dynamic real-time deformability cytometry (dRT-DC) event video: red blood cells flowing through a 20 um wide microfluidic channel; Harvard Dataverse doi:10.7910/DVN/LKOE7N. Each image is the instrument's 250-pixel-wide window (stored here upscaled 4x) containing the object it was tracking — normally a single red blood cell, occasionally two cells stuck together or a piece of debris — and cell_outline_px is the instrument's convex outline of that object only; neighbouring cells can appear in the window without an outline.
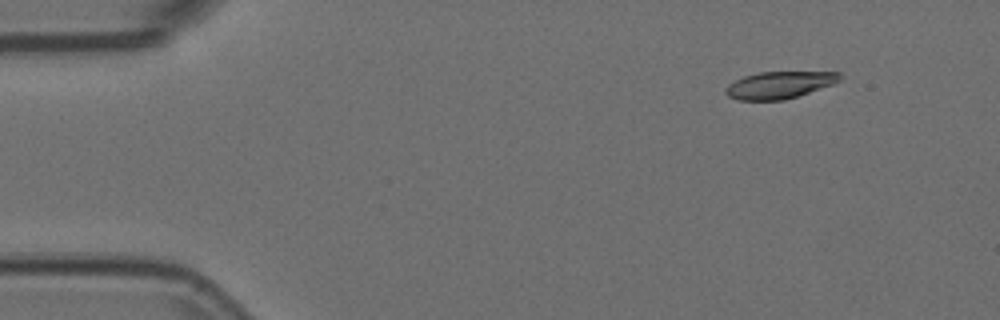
{"species": "Egyptian fruit bat (a non-hibernating species)", "species_latin": "Rousettus aegyptiacus", "temperature_condition": "room temperature", "stored_images_in_passage": 9, "camera_frame_rate_fps": 3000, "um_per_image_px": 0.085, "animal": {"sex": "female"}, "frame": {"image": 1, "passage_image": 1, "time_ms": 0.0, "image_size_px": [1000, 320], "cell_outline_px": [[840, 80], [832, 84], [784, 100], [736, 100], [728, 96], [724, 92], [724, 88], [728, 84], [744, 76], [760, 72], [840, 72]], "centroid_in_image_um": [66.18, 7.22], "position_along_channel_um": 18.8, "area_um2": 17.8}}
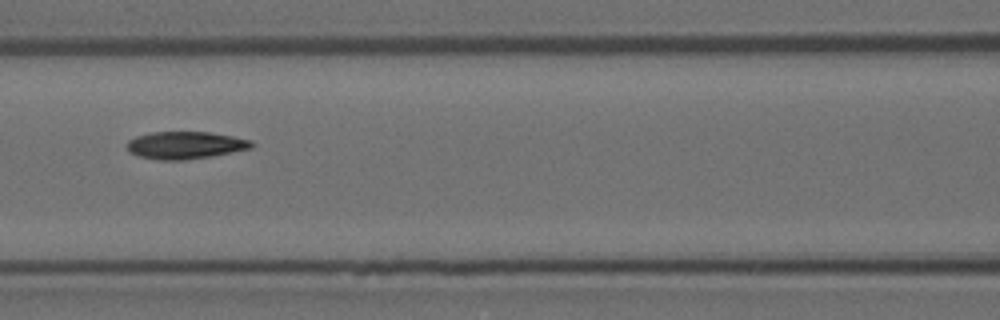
{"frame": {"image": 2, "passage_image": 6, "time_ms": 1.667, "image_size_px": [1000, 320], "cell_outline_px": [[256, 144], [252, 148], [212, 156], [184, 160], [160, 160], [136, 156], [128, 148], [128, 140], [136, 136], [152, 132], [208, 132], [232, 136], [252, 140]], "centroid_in_image_um": [15.78, 12.34], "position_along_channel_um": 150.8, "area_um2": 19.88}}
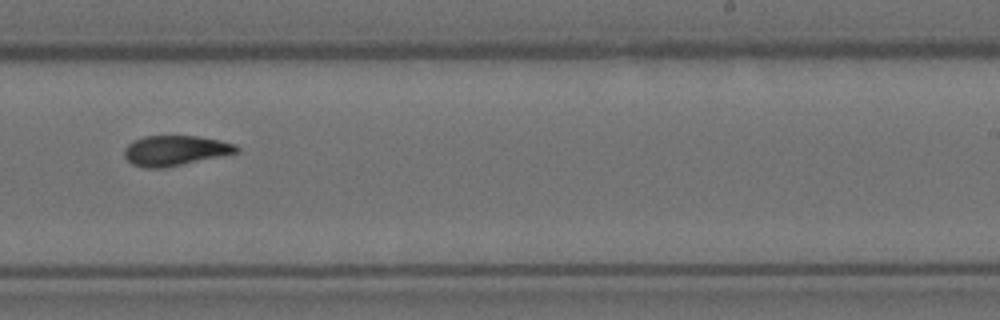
{"frame": {"image": 3, "passage_image": 9, "time_ms": 2.667, "image_size_px": [1000, 320], "cell_outline_px": [[240, 152], [164, 168], [144, 168], [132, 164], [124, 156], [124, 148], [132, 140], [144, 136], [196, 136], [220, 140], [236, 144], [240, 148]], "centroid_in_image_um": [14.89, 12.79], "position_along_channel_um": 274.1, "area_um2": 19.83}}